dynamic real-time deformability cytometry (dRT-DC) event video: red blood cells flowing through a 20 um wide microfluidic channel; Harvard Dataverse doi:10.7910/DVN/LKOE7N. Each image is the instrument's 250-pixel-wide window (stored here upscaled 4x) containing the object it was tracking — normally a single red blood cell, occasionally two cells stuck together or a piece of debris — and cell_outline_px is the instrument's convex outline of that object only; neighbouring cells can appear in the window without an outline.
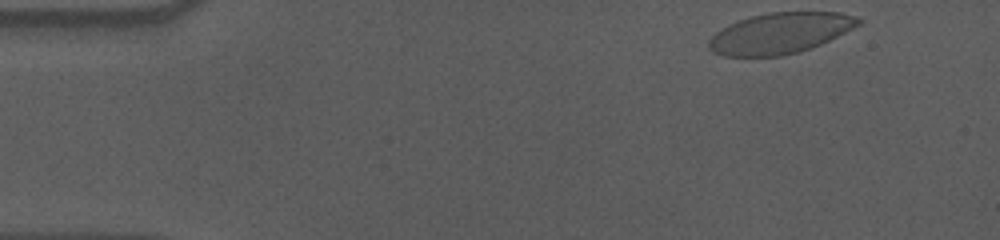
{"species": "human", "species_latin": "Homo sapiens", "temperature_condition": "cold", "stored_images_in_passage": 52, "camera_frame_rate_fps": 3000, "um_per_image_px": 0.085, "donor": {"sex": "male"}, "frame": {"image": 1, "passage_image": 1, "time_ms": 0.0, "image_size_px": [1000, 240], "cell_outline_px": [[864, 20], [860, 24], [820, 44], [800, 52], [780, 56], [724, 56], [712, 52], [708, 48], [708, 40], [720, 28], [728, 24], [752, 16], [768, 12], [840, 12], [856, 16]], "centroid_in_image_um": [66.28, 2.82], "position_along_channel_um": 18.7, "area_um2": 35.55}}
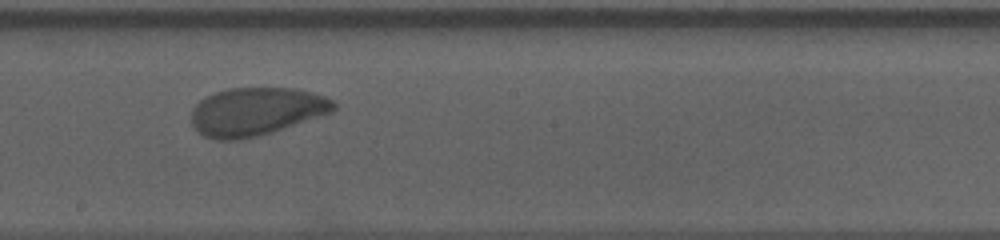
{"frame": {"image": 2, "passage_image": 27, "time_ms": 8.667, "image_size_px": [1000, 240], "cell_outline_px": [[336, 108], [332, 112], [272, 132], [240, 140], [216, 140], [204, 136], [196, 132], [192, 124], [192, 108], [200, 100], [216, 92], [228, 88], [296, 88], [324, 96], [332, 100], [336, 104]], "centroid_in_image_um": [21.75, 9.48], "position_along_channel_um": 226.5, "area_um2": 39.82}}
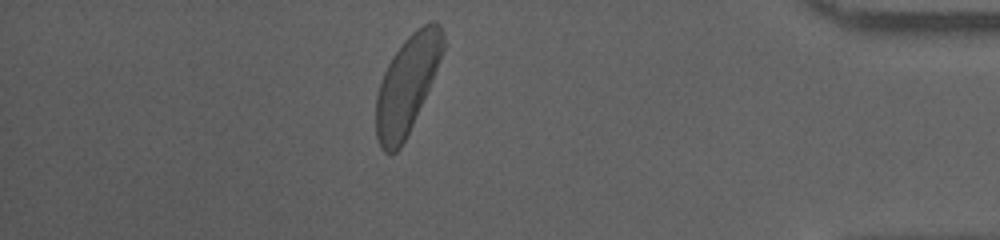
{"frame": {"image": 3, "passage_image": 45, "time_ms": 14.667, "image_size_px": [1000, 240], "cell_outline_px": [[444, 48], [432, 80], [412, 124], [400, 148], [392, 156], [384, 152], [380, 148], [376, 136], [376, 96], [384, 72], [392, 56], [404, 40], [412, 32], [424, 24], [432, 20], [436, 20], [440, 24], [444, 32]], "centroid_in_image_um": [34.59, 7.18], "position_along_channel_um": 400.6, "area_um2": 37.69}, "authors_computed_cell_mechanics": {"area_um2": 39.3907, "velocity_mm_per_s": 3.5577, "shape_relaxation_time_tau1_ms": 3.539, "shape_relaxation_time_tau2_ms": 2.9967, "deformation_change_tau1": 0.1373, "deformation_change_tau2": 0.0732}}